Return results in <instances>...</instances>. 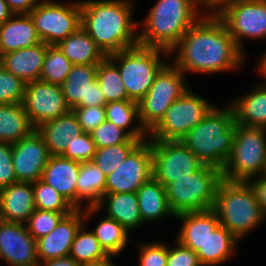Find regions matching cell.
I'll return each instance as SVG.
<instances>
[{
  "label": "cell",
  "instance_id": "obj_28",
  "mask_svg": "<svg viewBox=\"0 0 266 266\" xmlns=\"http://www.w3.org/2000/svg\"><path fill=\"white\" fill-rule=\"evenodd\" d=\"M238 244L239 240L220 224L196 254L202 266H220L228 264V261L235 256Z\"/></svg>",
  "mask_w": 266,
  "mask_h": 266
},
{
  "label": "cell",
  "instance_id": "obj_9",
  "mask_svg": "<svg viewBox=\"0 0 266 266\" xmlns=\"http://www.w3.org/2000/svg\"><path fill=\"white\" fill-rule=\"evenodd\" d=\"M186 75L168 62L156 75L147 94L138 102L141 126L149 133L164 117L169 107L190 87Z\"/></svg>",
  "mask_w": 266,
  "mask_h": 266
},
{
  "label": "cell",
  "instance_id": "obj_41",
  "mask_svg": "<svg viewBox=\"0 0 266 266\" xmlns=\"http://www.w3.org/2000/svg\"><path fill=\"white\" fill-rule=\"evenodd\" d=\"M25 86L26 83L0 65V104L23 103Z\"/></svg>",
  "mask_w": 266,
  "mask_h": 266
},
{
  "label": "cell",
  "instance_id": "obj_19",
  "mask_svg": "<svg viewBox=\"0 0 266 266\" xmlns=\"http://www.w3.org/2000/svg\"><path fill=\"white\" fill-rule=\"evenodd\" d=\"M83 223V209H75L65 215L48 235L36 240L39 263L69 256L75 235Z\"/></svg>",
  "mask_w": 266,
  "mask_h": 266
},
{
  "label": "cell",
  "instance_id": "obj_27",
  "mask_svg": "<svg viewBox=\"0 0 266 266\" xmlns=\"http://www.w3.org/2000/svg\"><path fill=\"white\" fill-rule=\"evenodd\" d=\"M103 207L104 215L116 220L128 232L139 229L144 225L139 210L137 193L105 194L96 208L102 211Z\"/></svg>",
  "mask_w": 266,
  "mask_h": 266
},
{
  "label": "cell",
  "instance_id": "obj_25",
  "mask_svg": "<svg viewBox=\"0 0 266 266\" xmlns=\"http://www.w3.org/2000/svg\"><path fill=\"white\" fill-rule=\"evenodd\" d=\"M36 130L41 134L51 156H61L67 148L68 141L84 133L72 110L40 124Z\"/></svg>",
  "mask_w": 266,
  "mask_h": 266
},
{
  "label": "cell",
  "instance_id": "obj_15",
  "mask_svg": "<svg viewBox=\"0 0 266 266\" xmlns=\"http://www.w3.org/2000/svg\"><path fill=\"white\" fill-rule=\"evenodd\" d=\"M22 104L35 129L40 124L54 120L71 110L65 101L61 86L42 80L26 84Z\"/></svg>",
  "mask_w": 266,
  "mask_h": 266
},
{
  "label": "cell",
  "instance_id": "obj_45",
  "mask_svg": "<svg viewBox=\"0 0 266 266\" xmlns=\"http://www.w3.org/2000/svg\"><path fill=\"white\" fill-rule=\"evenodd\" d=\"M71 110L85 133L91 134L106 120L105 106L74 107Z\"/></svg>",
  "mask_w": 266,
  "mask_h": 266
},
{
  "label": "cell",
  "instance_id": "obj_48",
  "mask_svg": "<svg viewBox=\"0 0 266 266\" xmlns=\"http://www.w3.org/2000/svg\"><path fill=\"white\" fill-rule=\"evenodd\" d=\"M238 1L240 0H199V6L201 12L203 9V16H218L227 7L237 3Z\"/></svg>",
  "mask_w": 266,
  "mask_h": 266
},
{
  "label": "cell",
  "instance_id": "obj_32",
  "mask_svg": "<svg viewBox=\"0 0 266 266\" xmlns=\"http://www.w3.org/2000/svg\"><path fill=\"white\" fill-rule=\"evenodd\" d=\"M98 211L96 207L83 208L84 223L78 229L69 253V256L80 265L103 259L109 255L96 239L94 233L86 228V223Z\"/></svg>",
  "mask_w": 266,
  "mask_h": 266
},
{
  "label": "cell",
  "instance_id": "obj_23",
  "mask_svg": "<svg viewBox=\"0 0 266 266\" xmlns=\"http://www.w3.org/2000/svg\"><path fill=\"white\" fill-rule=\"evenodd\" d=\"M80 162L51 156L42 173L41 180L59 192L75 209H77V178Z\"/></svg>",
  "mask_w": 266,
  "mask_h": 266
},
{
  "label": "cell",
  "instance_id": "obj_35",
  "mask_svg": "<svg viewBox=\"0 0 266 266\" xmlns=\"http://www.w3.org/2000/svg\"><path fill=\"white\" fill-rule=\"evenodd\" d=\"M96 239L109 255L119 256L124 252L130 240L128 232L116 220L103 215L98 224L91 229Z\"/></svg>",
  "mask_w": 266,
  "mask_h": 266
},
{
  "label": "cell",
  "instance_id": "obj_46",
  "mask_svg": "<svg viewBox=\"0 0 266 266\" xmlns=\"http://www.w3.org/2000/svg\"><path fill=\"white\" fill-rule=\"evenodd\" d=\"M175 246L168 245L167 266H202L192 249L175 239Z\"/></svg>",
  "mask_w": 266,
  "mask_h": 266
},
{
  "label": "cell",
  "instance_id": "obj_6",
  "mask_svg": "<svg viewBox=\"0 0 266 266\" xmlns=\"http://www.w3.org/2000/svg\"><path fill=\"white\" fill-rule=\"evenodd\" d=\"M169 52L138 45L107 56L117 67L129 100L139 102L150 90L156 75L168 63Z\"/></svg>",
  "mask_w": 266,
  "mask_h": 266
},
{
  "label": "cell",
  "instance_id": "obj_36",
  "mask_svg": "<svg viewBox=\"0 0 266 266\" xmlns=\"http://www.w3.org/2000/svg\"><path fill=\"white\" fill-rule=\"evenodd\" d=\"M97 81L107 102L129 100L118 67L108 57L98 64Z\"/></svg>",
  "mask_w": 266,
  "mask_h": 266
},
{
  "label": "cell",
  "instance_id": "obj_16",
  "mask_svg": "<svg viewBox=\"0 0 266 266\" xmlns=\"http://www.w3.org/2000/svg\"><path fill=\"white\" fill-rule=\"evenodd\" d=\"M98 64L73 65L60 85L67 105L74 107L105 106V95L97 81Z\"/></svg>",
  "mask_w": 266,
  "mask_h": 266
},
{
  "label": "cell",
  "instance_id": "obj_42",
  "mask_svg": "<svg viewBox=\"0 0 266 266\" xmlns=\"http://www.w3.org/2000/svg\"><path fill=\"white\" fill-rule=\"evenodd\" d=\"M91 137L97 148L109 147L127 142L131 136L108 120L95 128Z\"/></svg>",
  "mask_w": 266,
  "mask_h": 266
},
{
  "label": "cell",
  "instance_id": "obj_18",
  "mask_svg": "<svg viewBox=\"0 0 266 266\" xmlns=\"http://www.w3.org/2000/svg\"><path fill=\"white\" fill-rule=\"evenodd\" d=\"M51 154L35 129L12 145V163L17 182H35L42 177Z\"/></svg>",
  "mask_w": 266,
  "mask_h": 266
},
{
  "label": "cell",
  "instance_id": "obj_54",
  "mask_svg": "<svg viewBox=\"0 0 266 266\" xmlns=\"http://www.w3.org/2000/svg\"><path fill=\"white\" fill-rule=\"evenodd\" d=\"M12 15L13 13L9 10L7 2L5 0H0V26Z\"/></svg>",
  "mask_w": 266,
  "mask_h": 266
},
{
  "label": "cell",
  "instance_id": "obj_21",
  "mask_svg": "<svg viewBox=\"0 0 266 266\" xmlns=\"http://www.w3.org/2000/svg\"><path fill=\"white\" fill-rule=\"evenodd\" d=\"M181 222L175 239L196 252L210 234L220 225L213 209L206 211L184 212L175 216Z\"/></svg>",
  "mask_w": 266,
  "mask_h": 266
},
{
  "label": "cell",
  "instance_id": "obj_24",
  "mask_svg": "<svg viewBox=\"0 0 266 266\" xmlns=\"http://www.w3.org/2000/svg\"><path fill=\"white\" fill-rule=\"evenodd\" d=\"M41 42L30 14H13L0 26V56Z\"/></svg>",
  "mask_w": 266,
  "mask_h": 266
},
{
  "label": "cell",
  "instance_id": "obj_43",
  "mask_svg": "<svg viewBox=\"0 0 266 266\" xmlns=\"http://www.w3.org/2000/svg\"><path fill=\"white\" fill-rule=\"evenodd\" d=\"M136 244L139 266H167L168 243L153 241Z\"/></svg>",
  "mask_w": 266,
  "mask_h": 266
},
{
  "label": "cell",
  "instance_id": "obj_51",
  "mask_svg": "<svg viewBox=\"0 0 266 266\" xmlns=\"http://www.w3.org/2000/svg\"><path fill=\"white\" fill-rule=\"evenodd\" d=\"M40 266H82L71 256L49 259L40 264Z\"/></svg>",
  "mask_w": 266,
  "mask_h": 266
},
{
  "label": "cell",
  "instance_id": "obj_52",
  "mask_svg": "<svg viewBox=\"0 0 266 266\" xmlns=\"http://www.w3.org/2000/svg\"><path fill=\"white\" fill-rule=\"evenodd\" d=\"M266 51V50H265ZM259 62V63H258ZM257 62V72L260 74V77L263 79V81H260L263 84H266V52L260 56V59H258Z\"/></svg>",
  "mask_w": 266,
  "mask_h": 266
},
{
  "label": "cell",
  "instance_id": "obj_14",
  "mask_svg": "<svg viewBox=\"0 0 266 266\" xmlns=\"http://www.w3.org/2000/svg\"><path fill=\"white\" fill-rule=\"evenodd\" d=\"M153 177L151 140L142 141L114 172L106 176L105 194L136 193Z\"/></svg>",
  "mask_w": 266,
  "mask_h": 266
},
{
  "label": "cell",
  "instance_id": "obj_44",
  "mask_svg": "<svg viewBox=\"0 0 266 266\" xmlns=\"http://www.w3.org/2000/svg\"><path fill=\"white\" fill-rule=\"evenodd\" d=\"M96 150L91 134L84 132L78 138L68 141L67 148L61 156L78 162H87L92 161Z\"/></svg>",
  "mask_w": 266,
  "mask_h": 266
},
{
  "label": "cell",
  "instance_id": "obj_17",
  "mask_svg": "<svg viewBox=\"0 0 266 266\" xmlns=\"http://www.w3.org/2000/svg\"><path fill=\"white\" fill-rule=\"evenodd\" d=\"M0 260L8 266H40L37 241L26 224L0 220Z\"/></svg>",
  "mask_w": 266,
  "mask_h": 266
},
{
  "label": "cell",
  "instance_id": "obj_22",
  "mask_svg": "<svg viewBox=\"0 0 266 266\" xmlns=\"http://www.w3.org/2000/svg\"><path fill=\"white\" fill-rule=\"evenodd\" d=\"M48 46L41 42L32 47L8 52L0 56V65L26 84L40 80Z\"/></svg>",
  "mask_w": 266,
  "mask_h": 266
},
{
  "label": "cell",
  "instance_id": "obj_30",
  "mask_svg": "<svg viewBox=\"0 0 266 266\" xmlns=\"http://www.w3.org/2000/svg\"><path fill=\"white\" fill-rule=\"evenodd\" d=\"M106 176L92 161L80 162L77 178V209L97 207L105 195ZM86 201V206L83 205Z\"/></svg>",
  "mask_w": 266,
  "mask_h": 266
},
{
  "label": "cell",
  "instance_id": "obj_13",
  "mask_svg": "<svg viewBox=\"0 0 266 266\" xmlns=\"http://www.w3.org/2000/svg\"><path fill=\"white\" fill-rule=\"evenodd\" d=\"M153 177L164 187L196 172L203 163L180 141L151 140Z\"/></svg>",
  "mask_w": 266,
  "mask_h": 266
},
{
  "label": "cell",
  "instance_id": "obj_8",
  "mask_svg": "<svg viewBox=\"0 0 266 266\" xmlns=\"http://www.w3.org/2000/svg\"><path fill=\"white\" fill-rule=\"evenodd\" d=\"M266 128L236 124L231 154L222 169V179L244 181L265 175Z\"/></svg>",
  "mask_w": 266,
  "mask_h": 266
},
{
  "label": "cell",
  "instance_id": "obj_39",
  "mask_svg": "<svg viewBox=\"0 0 266 266\" xmlns=\"http://www.w3.org/2000/svg\"><path fill=\"white\" fill-rule=\"evenodd\" d=\"M35 208L54 212H72L75 208L53 187L41 179L32 182Z\"/></svg>",
  "mask_w": 266,
  "mask_h": 266
},
{
  "label": "cell",
  "instance_id": "obj_37",
  "mask_svg": "<svg viewBox=\"0 0 266 266\" xmlns=\"http://www.w3.org/2000/svg\"><path fill=\"white\" fill-rule=\"evenodd\" d=\"M147 139L130 138L127 142L114 146L97 148L92 159L105 176L114 172L124 162L128 155L142 142Z\"/></svg>",
  "mask_w": 266,
  "mask_h": 266
},
{
  "label": "cell",
  "instance_id": "obj_5",
  "mask_svg": "<svg viewBox=\"0 0 266 266\" xmlns=\"http://www.w3.org/2000/svg\"><path fill=\"white\" fill-rule=\"evenodd\" d=\"M221 225L239 241L266 223V214L260 207L247 182L222 179L218 185L212 208Z\"/></svg>",
  "mask_w": 266,
  "mask_h": 266
},
{
  "label": "cell",
  "instance_id": "obj_11",
  "mask_svg": "<svg viewBox=\"0 0 266 266\" xmlns=\"http://www.w3.org/2000/svg\"><path fill=\"white\" fill-rule=\"evenodd\" d=\"M41 41L58 45L81 27V1L44 0L30 13Z\"/></svg>",
  "mask_w": 266,
  "mask_h": 266
},
{
  "label": "cell",
  "instance_id": "obj_53",
  "mask_svg": "<svg viewBox=\"0 0 266 266\" xmlns=\"http://www.w3.org/2000/svg\"><path fill=\"white\" fill-rule=\"evenodd\" d=\"M115 257H116L115 255H108L107 257L103 259L93 261L91 263H86V264H83L82 266H116L115 262L113 261L116 259Z\"/></svg>",
  "mask_w": 266,
  "mask_h": 266
},
{
  "label": "cell",
  "instance_id": "obj_33",
  "mask_svg": "<svg viewBox=\"0 0 266 266\" xmlns=\"http://www.w3.org/2000/svg\"><path fill=\"white\" fill-rule=\"evenodd\" d=\"M33 130L22 103L0 104V143L13 145Z\"/></svg>",
  "mask_w": 266,
  "mask_h": 266
},
{
  "label": "cell",
  "instance_id": "obj_29",
  "mask_svg": "<svg viewBox=\"0 0 266 266\" xmlns=\"http://www.w3.org/2000/svg\"><path fill=\"white\" fill-rule=\"evenodd\" d=\"M136 193L144 224L163 221L164 218H169V216L175 218L167 201L165 187L154 177L145 182Z\"/></svg>",
  "mask_w": 266,
  "mask_h": 266
},
{
  "label": "cell",
  "instance_id": "obj_38",
  "mask_svg": "<svg viewBox=\"0 0 266 266\" xmlns=\"http://www.w3.org/2000/svg\"><path fill=\"white\" fill-rule=\"evenodd\" d=\"M73 63L57 45H49L44 58L40 80L61 85L71 71Z\"/></svg>",
  "mask_w": 266,
  "mask_h": 266
},
{
  "label": "cell",
  "instance_id": "obj_3",
  "mask_svg": "<svg viewBox=\"0 0 266 266\" xmlns=\"http://www.w3.org/2000/svg\"><path fill=\"white\" fill-rule=\"evenodd\" d=\"M202 16L199 0H156L138 22L139 45L169 52Z\"/></svg>",
  "mask_w": 266,
  "mask_h": 266
},
{
  "label": "cell",
  "instance_id": "obj_4",
  "mask_svg": "<svg viewBox=\"0 0 266 266\" xmlns=\"http://www.w3.org/2000/svg\"><path fill=\"white\" fill-rule=\"evenodd\" d=\"M236 131L233 109L214 106L181 140L205 165L222 171L229 158Z\"/></svg>",
  "mask_w": 266,
  "mask_h": 266
},
{
  "label": "cell",
  "instance_id": "obj_26",
  "mask_svg": "<svg viewBox=\"0 0 266 266\" xmlns=\"http://www.w3.org/2000/svg\"><path fill=\"white\" fill-rule=\"evenodd\" d=\"M256 85L227 104L233 109L236 124L266 128V84Z\"/></svg>",
  "mask_w": 266,
  "mask_h": 266
},
{
  "label": "cell",
  "instance_id": "obj_12",
  "mask_svg": "<svg viewBox=\"0 0 266 266\" xmlns=\"http://www.w3.org/2000/svg\"><path fill=\"white\" fill-rule=\"evenodd\" d=\"M218 17L245 55L243 42L246 39L266 40V0H240L227 7Z\"/></svg>",
  "mask_w": 266,
  "mask_h": 266
},
{
  "label": "cell",
  "instance_id": "obj_2",
  "mask_svg": "<svg viewBox=\"0 0 266 266\" xmlns=\"http://www.w3.org/2000/svg\"><path fill=\"white\" fill-rule=\"evenodd\" d=\"M81 26L106 56L139 45L132 0H80Z\"/></svg>",
  "mask_w": 266,
  "mask_h": 266
},
{
  "label": "cell",
  "instance_id": "obj_7",
  "mask_svg": "<svg viewBox=\"0 0 266 266\" xmlns=\"http://www.w3.org/2000/svg\"><path fill=\"white\" fill-rule=\"evenodd\" d=\"M222 180L220 169L203 164L196 172L165 186L169 207L174 215L212 209Z\"/></svg>",
  "mask_w": 266,
  "mask_h": 266
},
{
  "label": "cell",
  "instance_id": "obj_31",
  "mask_svg": "<svg viewBox=\"0 0 266 266\" xmlns=\"http://www.w3.org/2000/svg\"><path fill=\"white\" fill-rule=\"evenodd\" d=\"M57 46L73 65L99 64L107 57L82 26Z\"/></svg>",
  "mask_w": 266,
  "mask_h": 266
},
{
  "label": "cell",
  "instance_id": "obj_34",
  "mask_svg": "<svg viewBox=\"0 0 266 266\" xmlns=\"http://www.w3.org/2000/svg\"><path fill=\"white\" fill-rule=\"evenodd\" d=\"M106 120L125 130L132 138L148 139V133L141 126L138 103L133 100L111 101L105 105Z\"/></svg>",
  "mask_w": 266,
  "mask_h": 266
},
{
  "label": "cell",
  "instance_id": "obj_50",
  "mask_svg": "<svg viewBox=\"0 0 266 266\" xmlns=\"http://www.w3.org/2000/svg\"><path fill=\"white\" fill-rule=\"evenodd\" d=\"M13 14H29L44 0H5Z\"/></svg>",
  "mask_w": 266,
  "mask_h": 266
},
{
  "label": "cell",
  "instance_id": "obj_49",
  "mask_svg": "<svg viewBox=\"0 0 266 266\" xmlns=\"http://www.w3.org/2000/svg\"><path fill=\"white\" fill-rule=\"evenodd\" d=\"M246 182L253 190L255 198L266 214V175L253 177Z\"/></svg>",
  "mask_w": 266,
  "mask_h": 266
},
{
  "label": "cell",
  "instance_id": "obj_47",
  "mask_svg": "<svg viewBox=\"0 0 266 266\" xmlns=\"http://www.w3.org/2000/svg\"><path fill=\"white\" fill-rule=\"evenodd\" d=\"M17 183L12 163V145L0 143V189Z\"/></svg>",
  "mask_w": 266,
  "mask_h": 266
},
{
  "label": "cell",
  "instance_id": "obj_40",
  "mask_svg": "<svg viewBox=\"0 0 266 266\" xmlns=\"http://www.w3.org/2000/svg\"><path fill=\"white\" fill-rule=\"evenodd\" d=\"M71 212H54L51 210H39L31 214L26 223L29 233L35 240L48 235L60 222V220Z\"/></svg>",
  "mask_w": 266,
  "mask_h": 266
},
{
  "label": "cell",
  "instance_id": "obj_1",
  "mask_svg": "<svg viewBox=\"0 0 266 266\" xmlns=\"http://www.w3.org/2000/svg\"><path fill=\"white\" fill-rule=\"evenodd\" d=\"M176 53V55H175ZM172 64L185 75L238 71L246 55L218 16H202L169 51Z\"/></svg>",
  "mask_w": 266,
  "mask_h": 266
},
{
  "label": "cell",
  "instance_id": "obj_20",
  "mask_svg": "<svg viewBox=\"0 0 266 266\" xmlns=\"http://www.w3.org/2000/svg\"><path fill=\"white\" fill-rule=\"evenodd\" d=\"M35 209L31 182H17L0 189V220L26 224Z\"/></svg>",
  "mask_w": 266,
  "mask_h": 266
},
{
  "label": "cell",
  "instance_id": "obj_10",
  "mask_svg": "<svg viewBox=\"0 0 266 266\" xmlns=\"http://www.w3.org/2000/svg\"><path fill=\"white\" fill-rule=\"evenodd\" d=\"M214 106V103L189 88L174 101L161 121L148 133V139L180 141Z\"/></svg>",
  "mask_w": 266,
  "mask_h": 266
}]
</instances>
